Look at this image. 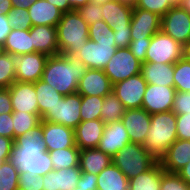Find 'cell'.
Instances as JSON below:
<instances>
[{
  "mask_svg": "<svg viewBox=\"0 0 190 190\" xmlns=\"http://www.w3.org/2000/svg\"><path fill=\"white\" fill-rule=\"evenodd\" d=\"M9 161L19 173L29 172L38 177L54 170L49 152L45 149L42 120L30 132L15 138Z\"/></svg>",
  "mask_w": 190,
  "mask_h": 190,
  "instance_id": "6da1fadb",
  "label": "cell"
},
{
  "mask_svg": "<svg viewBox=\"0 0 190 190\" xmlns=\"http://www.w3.org/2000/svg\"><path fill=\"white\" fill-rule=\"evenodd\" d=\"M87 69L77 56H49L41 80L66 96L77 91L79 80Z\"/></svg>",
  "mask_w": 190,
  "mask_h": 190,
  "instance_id": "7a4b0ae2",
  "label": "cell"
},
{
  "mask_svg": "<svg viewBox=\"0 0 190 190\" xmlns=\"http://www.w3.org/2000/svg\"><path fill=\"white\" fill-rule=\"evenodd\" d=\"M88 37V41L75 56L88 69L103 70L117 50L114 31L104 20H100L89 25Z\"/></svg>",
  "mask_w": 190,
  "mask_h": 190,
  "instance_id": "3957f363",
  "label": "cell"
},
{
  "mask_svg": "<svg viewBox=\"0 0 190 190\" xmlns=\"http://www.w3.org/2000/svg\"><path fill=\"white\" fill-rule=\"evenodd\" d=\"M176 123L173 111L151 114V125L143 147L158 161L177 140Z\"/></svg>",
  "mask_w": 190,
  "mask_h": 190,
  "instance_id": "277c9868",
  "label": "cell"
},
{
  "mask_svg": "<svg viewBox=\"0 0 190 190\" xmlns=\"http://www.w3.org/2000/svg\"><path fill=\"white\" fill-rule=\"evenodd\" d=\"M56 28L59 54L75 56L89 39V25L76 10L63 13Z\"/></svg>",
  "mask_w": 190,
  "mask_h": 190,
  "instance_id": "5b68a950",
  "label": "cell"
},
{
  "mask_svg": "<svg viewBox=\"0 0 190 190\" xmlns=\"http://www.w3.org/2000/svg\"><path fill=\"white\" fill-rule=\"evenodd\" d=\"M158 160L155 159L142 144L129 143L112 157L124 175L130 179L149 170Z\"/></svg>",
  "mask_w": 190,
  "mask_h": 190,
  "instance_id": "8992f818",
  "label": "cell"
},
{
  "mask_svg": "<svg viewBox=\"0 0 190 190\" xmlns=\"http://www.w3.org/2000/svg\"><path fill=\"white\" fill-rule=\"evenodd\" d=\"M80 106L81 95L78 92L63 96L52 110H47L41 120L75 129L81 122Z\"/></svg>",
  "mask_w": 190,
  "mask_h": 190,
  "instance_id": "52a82bcc",
  "label": "cell"
},
{
  "mask_svg": "<svg viewBox=\"0 0 190 190\" xmlns=\"http://www.w3.org/2000/svg\"><path fill=\"white\" fill-rule=\"evenodd\" d=\"M141 66L142 62L132 54L128 47H121L117 48L103 70L110 79L111 84L114 85L141 73Z\"/></svg>",
  "mask_w": 190,
  "mask_h": 190,
  "instance_id": "ba28073f",
  "label": "cell"
},
{
  "mask_svg": "<svg viewBox=\"0 0 190 190\" xmlns=\"http://www.w3.org/2000/svg\"><path fill=\"white\" fill-rule=\"evenodd\" d=\"M183 45L162 31L151 37L146 52V62L174 64L182 59Z\"/></svg>",
  "mask_w": 190,
  "mask_h": 190,
  "instance_id": "9c48e42d",
  "label": "cell"
},
{
  "mask_svg": "<svg viewBox=\"0 0 190 190\" xmlns=\"http://www.w3.org/2000/svg\"><path fill=\"white\" fill-rule=\"evenodd\" d=\"M161 31L185 45L190 41V14L179 6H173L161 17Z\"/></svg>",
  "mask_w": 190,
  "mask_h": 190,
  "instance_id": "30bf717a",
  "label": "cell"
},
{
  "mask_svg": "<svg viewBox=\"0 0 190 190\" xmlns=\"http://www.w3.org/2000/svg\"><path fill=\"white\" fill-rule=\"evenodd\" d=\"M147 82L142 74L131 76L113 85V93L124 105L125 109H139L142 107Z\"/></svg>",
  "mask_w": 190,
  "mask_h": 190,
  "instance_id": "8fae6325",
  "label": "cell"
},
{
  "mask_svg": "<svg viewBox=\"0 0 190 190\" xmlns=\"http://www.w3.org/2000/svg\"><path fill=\"white\" fill-rule=\"evenodd\" d=\"M48 57L39 52L14 55L16 81L35 83L40 80Z\"/></svg>",
  "mask_w": 190,
  "mask_h": 190,
  "instance_id": "7c38bea8",
  "label": "cell"
},
{
  "mask_svg": "<svg viewBox=\"0 0 190 190\" xmlns=\"http://www.w3.org/2000/svg\"><path fill=\"white\" fill-rule=\"evenodd\" d=\"M176 92L174 87L147 84L141 108L150 115L171 111Z\"/></svg>",
  "mask_w": 190,
  "mask_h": 190,
  "instance_id": "4fadbf2b",
  "label": "cell"
},
{
  "mask_svg": "<svg viewBox=\"0 0 190 190\" xmlns=\"http://www.w3.org/2000/svg\"><path fill=\"white\" fill-rule=\"evenodd\" d=\"M130 26L131 40L151 38L161 31V17L148 10L133 8Z\"/></svg>",
  "mask_w": 190,
  "mask_h": 190,
  "instance_id": "5bb4252c",
  "label": "cell"
},
{
  "mask_svg": "<svg viewBox=\"0 0 190 190\" xmlns=\"http://www.w3.org/2000/svg\"><path fill=\"white\" fill-rule=\"evenodd\" d=\"M131 143L145 142L151 125V115L143 108L127 109L121 118Z\"/></svg>",
  "mask_w": 190,
  "mask_h": 190,
  "instance_id": "9a60e30c",
  "label": "cell"
},
{
  "mask_svg": "<svg viewBox=\"0 0 190 190\" xmlns=\"http://www.w3.org/2000/svg\"><path fill=\"white\" fill-rule=\"evenodd\" d=\"M42 134L48 152L75 146L74 129L62 124L42 120Z\"/></svg>",
  "mask_w": 190,
  "mask_h": 190,
  "instance_id": "2e32d148",
  "label": "cell"
},
{
  "mask_svg": "<svg viewBox=\"0 0 190 190\" xmlns=\"http://www.w3.org/2000/svg\"><path fill=\"white\" fill-rule=\"evenodd\" d=\"M113 85L104 70L87 69L78 83L77 91L81 96L105 97L112 92Z\"/></svg>",
  "mask_w": 190,
  "mask_h": 190,
  "instance_id": "e0dca14e",
  "label": "cell"
},
{
  "mask_svg": "<svg viewBox=\"0 0 190 190\" xmlns=\"http://www.w3.org/2000/svg\"><path fill=\"white\" fill-rule=\"evenodd\" d=\"M129 143L131 141L125 126L119 120L105 125L102 138L96 148L113 157Z\"/></svg>",
  "mask_w": 190,
  "mask_h": 190,
  "instance_id": "ac0fdd59",
  "label": "cell"
},
{
  "mask_svg": "<svg viewBox=\"0 0 190 190\" xmlns=\"http://www.w3.org/2000/svg\"><path fill=\"white\" fill-rule=\"evenodd\" d=\"M13 111L39 115L34 83L15 81L9 87Z\"/></svg>",
  "mask_w": 190,
  "mask_h": 190,
  "instance_id": "d6986e66",
  "label": "cell"
},
{
  "mask_svg": "<svg viewBox=\"0 0 190 190\" xmlns=\"http://www.w3.org/2000/svg\"><path fill=\"white\" fill-rule=\"evenodd\" d=\"M105 125L101 119L81 121L74 129L75 145L80 150L96 148L102 138Z\"/></svg>",
  "mask_w": 190,
  "mask_h": 190,
  "instance_id": "ffe728a7",
  "label": "cell"
},
{
  "mask_svg": "<svg viewBox=\"0 0 190 190\" xmlns=\"http://www.w3.org/2000/svg\"><path fill=\"white\" fill-rule=\"evenodd\" d=\"M33 53L39 52L48 56L59 54L57 28L48 25L32 26L30 29Z\"/></svg>",
  "mask_w": 190,
  "mask_h": 190,
  "instance_id": "44dd1931",
  "label": "cell"
},
{
  "mask_svg": "<svg viewBox=\"0 0 190 190\" xmlns=\"http://www.w3.org/2000/svg\"><path fill=\"white\" fill-rule=\"evenodd\" d=\"M79 166L52 170L43 178V190H73L81 177Z\"/></svg>",
  "mask_w": 190,
  "mask_h": 190,
  "instance_id": "7402d4cb",
  "label": "cell"
},
{
  "mask_svg": "<svg viewBox=\"0 0 190 190\" xmlns=\"http://www.w3.org/2000/svg\"><path fill=\"white\" fill-rule=\"evenodd\" d=\"M190 161V140H175L166 154L160 159L166 172L177 173Z\"/></svg>",
  "mask_w": 190,
  "mask_h": 190,
  "instance_id": "603a6c76",
  "label": "cell"
},
{
  "mask_svg": "<svg viewBox=\"0 0 190 190\" xmlns=\"http://www.w3.org/2000/svg\"><path fill=\"white\" fill-rule=\"evenodd\" d=\"M102 7V18L111 28L130 26L133 6L118 0H109Z\"/></svg>",
  "mask_w": 190,
  "mask_h": 190,
  "instance_id": "cb8c5ba5",
  "label": "cell"
},
{
  "mask_svg": "<svg viewBox=\"0 0 190 190\" xmlns=\"http://www.w3.org/2000/svg\"><path fill=\"white\" fill-rule=\"evenodd\" d=\"M141 74L147 84L174 87V64L144 62Z\"/></svg>",
  "mask_w": 190,
  "mask_h": 190,
  "instance_id": "d4e9b609",
  "label": "cell"
},
{
  "mask_svg": "<svg viewBox=\"0 0 190 190\" xmlns=\"http://www.w3.org/2000/svg\"><path fill=\"white\" fill-rule=\"evenodd\" d=\"M28 14L32 26L48 25L56 27L62 18L63 12L47 0H37L29 6Z\"/></svg>",
  "mask_w": 190,
  "mask_h": 190,
  "instance_id": "484cf974",
  "label": "cell"
},
{
  "mask_svg": "<svg viewBox=\"0 0 190 190\" xmlns=\"http://www.w3.org/2000/svg\"><path fill=\"white\" fill-rule=\"evenodd\" d=\"M112 163V157L97 148L80 150L79 168L81 172L98 175Z\"/></svg>",
  "mask_w": 190,
  "mask_h": 190,
  "instance_id": "4316f807",
  "label": "cell"
},
{
  "mask_svg": "<svg viewBox=\"0 0 190 190\" xmlns=\"http://www.w3.org/2000/svg\"><path fill=\"white\" fill-rule=\"evenodd\" d=\"M97 190H129V179L111 163L97 175Z\"/></svg>",
  "mask_w": 190,
  "mask_h": 190,
  "instance_id": "83f0119b",
  "label": "cell"
},
{
  "mask_svg": "<svg viewBox=\"0 0 190 190\" xmlns=\"http://www.w3.org/2000/svg\"><path fill=\"white\" fill-rule=\"evenodd\" d=\"M165 170L157 161L149 170L129 179V190H160Z\"/></svg>",
  "mask_w": 190,
  "mask_h": 190,
  "instance_id": "f1b7e54d",
  "label": "cell"
},
{
  "mask_svg": "<svg viewBox=\"0 0 190 190\" xmlns=\"http://www.w3.org/2000/svg\"><path fill=\"white\" fill-rule=\"evenodd\" d=\"M3 49L12 55L33 53L30 30L12 29L3 44Z\"/></svg>",
  "mask_w": 190,
  "mask_h": 190,
  "instance_id": "f546056e",
  "label": "cell"
},
{
  "mask_svg": "<svg viewBox=\"0 0 190 190\" xmlns=\"http://www.w3.org/2000/svg\"><path fill=\"white\" fill-rule=\"evenodd\" d=\"M34 86L39 108V115L42 117L47 112V110L53 109V107L59 102V99H61L63 95L41 79L35 82Z\"/></svg>",
  "mask_w": 190,
  "mask_h": 190,
  "instance_id": "4dcf8cb0",
  "label": "cell"
},
{
  "mask_svg": "<svg viewBox=\"0 0 190 190\" xmlns=\"http://www.w3.org/2000/svg\"><path fill=\"white\" fill-rule=\"evenodd\" d=\"M54 170L79 166L80 149L74 147L49 151Z\"/></svg>",
  "mask_w": 190,
  "mask_h": 190,
  "instance_id": "1f68e13d",
  "label": "cell"
},
{
  "mask_svg": "<svg viewBox=\"0 0 190 190\" xmlns=\"http://www.w3.org/2000/svg\"><path fill=\"white\" fill-rule=\"evenodd\" d=\"M125 107L121 101L116 97L113 91L104 97L101 108V120L108 124L110 122L121 120L125 113Z\"/></svg>",
  "mask_w": 190,
  "mask_h": 190,
  "instance_id": "d6a6232c",
  "label": "cell"
},
{
  "mask_svg": "<svg viewBox=\"0 0 190 190\" xmlns=\"http://www.w3.org/2000/svg\"><path fill=\"white\" fill-rule=\"evenodd\" d=\"M14 140L18 136L30 132L41 123V116L24 111H13L12 113Z\"/></svg>",
  "mask_w": 190,
  "mask_h": 190,
  "instance_id": "836d02e7",
  "label": "cell"
},
{
  "mask_svg": "<svg viewBox=\"0 0 190 190\" xmlns=\"http://www.w3.org/2000/svg\"><path fill=\"white\" fill-rule=\"evenodd\" d=\"M103 101L104 97L100 96H81V121L101 119Z\"/></svg>",
  "mask_w": 190,
  "mask_h": 190,
  "instance_id": "e575fe53",
  "label": "cell"
},
{
  "mask_svg": "<svg viewBox=\"0 0 190 190\" xmlns=\"http://www.w3.org/2000/svg\"><path fill=\"white\" fill-rule=\"evenodd\" d=\"M174 88L179 92H190V62L183 58L174 63Z\"/></svg>",
  "mask_w": 190,
  "mask_h": 190,
  "instance_id": "d590c367",
  "label": "cell"
},
{
  "mask_svg": "<svg viewBox=\"0 0 190 190\" xmlns=\"http://www.w3.org/2000/svg\"><path fill=\"white\" fill-rule=\"evenodd\" d=\"M19 188V172L11 162L4 161L0 165V190H17Z\"/></svg>",
  "mask_w": 190,
  "mask_h": 190,
  "instance_id": "8d00e7d4",
  "label": "cell"
},
{
  "mask_svg": "<svg viewBox=\"0 0 190 190\" xmlns=\"http://www.w3.org/2000/svg\"><path fill=\"white\" fill-rule=\"evenodd\" d=\"M15 81L14 55L3 52L0 55V88H9Z\"/></svg>",
  "mask_w": 190,
  "mask_h": 190,
  "instance_id": "74e56055",
  "label": "cell"
},
{
  "mask_svg": "<svg viewBox=\"0 0 190 190\" xmlns=\"http://www.w3.org/2000/svg\"><path fill=\"white\" fill-rule=\"evenodd\" d=\"M8 22L12 29L30 30L32 27L28 9L13 7L7 14Z\"/></svg>",
  "mask_w": 190,
  "mask_h": 190,
  "instance_id": "f35d334b",
  "label": "cell"
},
{
  "mask_svg": "<svg viewBox=\"0 0 190 190\" xmlns=\"http://www.w3.org/2000/svg\"><path fill=\"white\" fill-rule=\"evenodd\" d=\"M133 7L148 10L162 17L173 6L169 3L168 0H138Z\"/></svg>",
  "mask_w": 190,
  "mask_h": 190,
  "instance_id": "ab89813d",
  "label": "cell"
},
{
  "mask_svg": "<svg viewBox=\"0 0 190 190\" xmlns=\"http://www.w3.org/2000/svg\"><path fill=\"white\" fill-rule=\"evenodd\" d=\"M160 190H190V186L177 174L164 172Z\"/></svg>",
  "mask_w": 190,
  "mask_h": 190,
  "instance_id": "60d3db41",
  "label": "cell"
},
{
  "mask_svg": "<svg viewBox=\"0 0 190 190\" xmlns=\"http://www.w3.org/2000/svg\"><path fill=\"white\" fill-rule=\"evenodd\" d=\"M76 11L88 25L103 20L101 4L89 2L85 6L79 7Z\"/></svg>",
  "mask_w": 190,
  "mask_h": 190,
  "instance_id": "b9f144b4",
  "label": "cell"
},
{
  "mask_svg": "<svg viewBox=\"0 0 190 190\" xmlns=\"http://www.w3.org/2000/svg\"><path fill=\"white\" fill-rule=\"evenodd\" d=\"M19 188L22 190H43V178L33 173H19Z\"/></svg>",
  "mask_w": 190,
  "mask_h": 190,
  "instance_id": "7bdbcfd3",
  "label": "cell"
},
{
  "mask_svg": "<svg viewBox=\"0 0 190 190\" xmlns=\"http://www.w3.org/2000/svg\"><path fill=\"white\" fill-rule=\"evenodd\" d=\"M176 115L190 113V92H176L172 110Z\"/></svg>",
  "mask_w": 190,
  "mask_h": 190,
  "instance_id": "ee69618b",
  "label": "cell"
},
{
  "mask_svg": "<svg viewBox=\"0 0 190 190\" xmlns=\"http://www.w3.org/2000/svg\"><path fill=\"white\" fill-rule=\"evenodd\" d=\"M150 42L151 38H144L143 40H131L128 48L139 61L144 63L146 62V52Z\"/></svg>",
  "mask_w": 190,
  "mask_h": 190,
  "instance_id": "f6af8a7d",
  "label": "cell"
},
{
  "mask_svg": "<svg viewBox=\"0 0 190 190\" xmlns=\"http://www.w3.org/2000/svg\"><path fill=\"white\" fill-rule=\"evenodd\" d=\"M177 139L190 140V113L176 115Z\"/></svg>",
  "mask_w": 190,
  "mask_h": 190,
  "instance_id": "bcb514c9",
  "label": "cell"
},
{
  "mask_svg": "<svg viewBox=\"0 0 190 190\" xmlns=\"http://www.w3.org/2000/svg\"><path fill=\"white\" fill-rule=\"evenodd\" d=\"M117 48L128 47L131 42V26L112 28Z\"/></svg>",
  "mask_w": 190,
  "mask_h": 190,
  "instance_id": "7dc6e473",
  "label": "cell"
},
{
  "mask_svg": "<svg viewBox=\"0 0 190 190\" xmlns=\"http://www.w3.org/2000/svg\"><path fill=\"white\" fill-rule=\"evenodd\" d=\"M0 136L10 138L14 141L12 113L0 114Z\"/></svg>",
  "mask_w": 190,
  "mask_h": 190,
  "instance_id": "c3c4849f",
  "label": "cell"
},
{
  "mask_svg": "<svg viewBox=\"0 0 190 190\" xmlns=\"http://www.w3.org/2000/svg\"><path fill=\"white\" fill-rule=\"evenodd\" d=\"M76 187H81L89 190H97V175L82 172Z\"/></svg>",
  "mask_w": 190,
  "mask_h": 190,
  "instance_id": "681fc988",
  "label": "cell"
},
{
  "mask_svg": "<svg viewBox=\"0 0 190 190\" xmlns=\"http://www.w3.org/2000/svg\"><path fill=\"white\" fill-rule=\"evenodd\" d=\"M13 113L9 88H0V114Z\"/></svg>",
  "mask_w": 190,
  "mask_h": 190,
  "instance_id": "f907efd6",
  "label": "cell"
},
{
  "mask_svg": "<svg viewBox=\"0 0 190 190\" xmlns=\"http://www.w3.org/2000/svg\"><path fill=\"white\" fill-rule=\"evenodd\" d=\"M14 141L10 138L0 136V160L8 161Z\"/></svg>",
  "mask_w": 190,
  "mask_h": 190,
  "instance_id": "816d5d0a",
  "label": "cell"
},
{
  "mask_svg": "<svg viewBox=\"0 0 190 190\" xmlns=\"http://www.w3.org/2000/svg\"><path fill=\"white\" fill-rule=\"evenodd\" d=\"M11 31L12 27L8 22L7 15H0V45L5 43V40Z\"/></svg>",
  "mask_w": 190,
  "mask_h": 190,
  "instance_id": "f5cc1de1",
  "label": "cell"
},
{
  "mask_svg": "<svg viewBox=\"0 0 190 190\" xmlns=\"http://www.w3.org/2000/svg\"><path fill=\"white\" fill-rule=\"evenodd\" d=\"M47 1L50 2L51 4L55 5L63 13L72 11V8L68 3V0H47Z\"/></svg>",
  "mask_w": 190,
  "mask_h": 190,
  "instance_id": "db71d44e",
  "label": "cell"
},
{
  "mask_svg": "<svg viewBox=\"0 0 190 190\" xmlns=\"http://www.w3.org/2000/svg\"><path fill=\"white\" fill-rule=\"evenodd\" d=\"M177 174L190 186V161Z\"/></svg>",
  "mask_w": 190,
  "mask_h": 190,
  "instance_id": "11a10c76",
  "label": "cell"
},
{
  "mask_svg": "<svg viewBox=\"0 0 190 190\" xmlns=\"http://www.w3.org/2000/svg\"><path fill=\"white\" fill-rule=\"evenodd\" d=\"M37 0H11V4L12 6L15 7H19V8H24V9H28L29 6H31L32 4H34Z\"/></svg>",
  "mask_w": 190,
  "mask_h": 190,
  "instance_id": "9f6ffc18",
  "label": "cell"
},
{
  "mask_svg": "<svg viewBox=\"0 0 190 190\" xmlns=\"http://www.w3.org/2000/svg\"><path fill=\"white\" fill-rule=\"evenodd\" d=\"M12 8L11 0H0V15H7Z\"/></svg>",
  "mask_w": 190,
  "mask_h": 190,
  "instance_id": "6f0895ef",
  "label": "cell"
},
{
  "mask_svg": "<svg viewBox=\"0 0 190 190\" xmlns=\"http://www.w3.org/2000/svg\"><path fill=\"white\" fill-rule=\"evenodd\" d=\"M89 2H91V0H68L72 10H77L79 7L85 6Z\"/></svg>",
  "mask_w": 190,
  "mask_h": 190,
  "instance_id": "680465c9",
  "label": "cell"
},
{
  "mask_svg": "<svg viewBox=\"0 0 190 190\" xmlns=\"http://www.w3.org/2000/svg\"><path fill=\"white\" fill-rule=\"evenodd\" d=\"M182 58L190 62V41L183 45Z\"/></svg>",
  "mask_w": 190,
  "mask_h": 190,
  "instance_id": "91938a15",
  "label": "cell"
},
{
  "mask_svg": "<svg viewBox=\"0 0 190 190\" xmlns=\"http://www.w3.org/2000/svg\"><path fill=\"white\" fill-rule=\"evenodd\" d=\"M178 6L190 13V0H181Z\"/></svg>",
  "mask_w": 190,
  "mask_h": 190,
  "instance_id": "94428289",
  "label": "cell"
},
{
  "mask_svg": "<svg viewBox=\"0 0 190 190\" xmlns=\"http://www.w3.org/2000/svg\"><path fill=\"white\" fill-rule=\"evenodd\" d=\"M118 1L135 6L138 0H118Z\"/></svg>",
  "mask_w": 190,
  "mask_h": 190,
  "instance_id": "6125c7cd",
  "label": "cell"
},
{
  "mask_svg": "<svg viewBox=\"0 0 190 190\" xmlns=\"http://www.w3.org/2000/svg\"><path fill=\"white\" fill-rule=\"evenodd\" d=\"M172 6H178L181 0H168Z\"/></svg>",
  "mask_w": 190,
  "mask_h": 190,
  "instance_id": "be15d7a7",
  "label": "cell"
},
{
  "mask_svg": "<svg viewBox=\"0 0 190 190\" xmlns=\"http://www.w3.org/2000/svg\"><path fill=\"white\" fill-rule=\"evenodd\" d=\"M106 1H109V0H91V2L96 3V4H104Z\"/></svg>",
  "mask_w": 190,
  "mask_h": 190,
  "instance_id": "e7e4bbea",
  "label": "cell"
},
{
  "mask_svg": "<svg viewBox=\"0 0 190 190\" xmlns=\"http://www.w3.org/2000/svg\"><path fill=\"white\" fill-rule=\"evenodd\" d=\"M73 190H89V189H84V188H81V187H75Z\"/></svg>",
  "mask_w": 190,
  "mask_h": 190,
  "instance_id": "03108f58",
  "label": "cell"
},
{
  "mask_svg": "<svg viewBox=\"0 0 190 190\" xmlns=\"http://www.w3.org/2000/svg\"><path fill=\"white\" fill-rule=\"evenodd\" d=\"M4 52L3 45H0V55Z\"/></svg>",
  "mask_w": 190,
  "mask_h": 190,
  "instance_id": "003e7915",
  "label": "cell"
}]
</instances>
